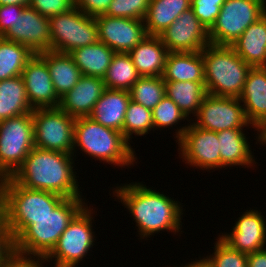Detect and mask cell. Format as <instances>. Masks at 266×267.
I'll use <instances>...</instances> for the list:
<instances>
[{
    "instance_id": "cell-1",
    "label": "cell",
    "mask_w": 266,
    "mask_h": 267,
    "mask_svg": "<svg viewBox=\"0 0 266 267\" xmlns=\"http://www.w3.org/2000/svg\"><path fill=\"white\" fill-rule=\"evenodd\" d=\"M121 185L115 186L112 190L113 197L115 196L114 199L119 200L129 214L131 213L138 227L140 240H147L160 231H169L174 235L182 234L181 218L184 213L179 201H175L163 192L152 190L142 182L121 183Z\"/></svg>"
},
{
    "instance_id": "cell-2",
    "label": "cell",
    "mask_w": 266,
    "mask_h": 267,
    "mask_svg": "<svg viewBox=\"0 0 266 267\" xmlns=\"http://www.w3.org/2000/svg\"><path fill=\"white\" fill-rule=\"evenodd\" d=\"M74 159L73 154L34 147L11 178L28 189L49 191L64 198L81 197Z\"/></svg>"
},
{
    "instance_id": "cell-3",
    "label": "cell",
    "mask_w": 266,
    "mask_h": 267,
    "mask_svg": "<svg viewBox=\"0 0 266 267\" xmlns=\"http://www.w3.org/2000/svg\"><path fill=\"white\" fill-rule=\"evenodd\" d=\"M79 147V148H78ZM76 149L86 156L113 166L125 168L137 164L135 150L124 138L123 134L115 129L105 127L92 118L79 117L75 120L73 155Z\"/></svg>"
},
{
    "instance_id": "cell-4",
    "label": "cell",
    "mask_w": 266,
    "mask_h": 267,
    "mask_svg": "<svg viewBox=\"0 0 266 267\" xmlns=\"http://www.w3.org/2000/svg\"><path fill=\"white\" fill-rule=\"evenodd\" d=\"M84 199L64 198L49 214L36 219L14 240V252L46 258L69 223L88 204Z\"/></svg>"
},
{
    "instance_id": "cell-5",
    "label": "cell",
    "mask_w": 266,
    "mask_h": 267,
    "mask_svg": "<svg viewBox=\"0 0 266 267\" xmlns=\"http://www.w3.org/2000/svg\"><path fill=\"white\" fill-rule=\"evenodd\" d=\"M63 196L42 190H32L5 178L4 219L13 241L36 219L49 214Z\"/></svg>"
},
{
    "instance_id": "cell-6",
    "label": "cell",
    "mask_w": 266,
    "mask_h": 267,
    "mask_svg": "<svg viewBox=\"0 0 266 267\" xmlns=\"http://www.w3.org/2000/svg\"><path fill=\"white\" fill-rule=\"evenodd\" d=\"M201 52L207 94L239 98L252 67L231 46L208 44Z\"/></svg>"
},
{
    "instance_id": "cell-7",
    "label": "cell",
    "mask_w": 266,
    "mask_h": 267,
    "mask_svg": "<svg viewBox=\"0 0 266 267\" xmlns=\"http://www.w3.org/2000/svg\"><path fill=\"white\" fill-rule=\"evenodd\" d=\"M95 209L86 205L61 234L55 248L45 258L52 267H76L94 246L95 232L92 221ZM93 216V217H92ZM93 219V220H92ZM54 260V261H52Z\"/></svg>"
},
{
    "instance_id": "cell-8",
    "label": "cell",
    "mask_w": 266,
    "mask_h": 267,
    "mask_svg": "<svg viewBox=\"0 0 266 267\" xmlns=\"http://www.w3.org/2000/svg\"><path fill=\"white\" fill-rule=\"evenodd\" d=\"M34 147L32 112L0 121V177H11Z\"/></svg>"
},
{
    "instance_id": "cell-9",
    "label": "cell",
    "mask_w": 266,
    "mask_h": 267,
    "mask_svg": "<svg viewBox=\"0 0 266 267\" xmlns=\"http://www.w3.org/2000/svg\"><path fill=\"white\" fill-rule=\"evenodd\" d=\"M51 50L70 54L98 40L95 17L83 13L76 6L67 12L49 17Z\"/></svg>"
},
{
    "instance_id": "cell-10",
    "label": "cell",
    "mask_w": 266,
    "mask_h": 267,
    "mask_svg": "<svg viewBox=\"0 0 266 267\" xmlns=\"http://www.w3.org/2000/svg\"><path fill=\"white\" fill-rule=\"evenodd\" d=\"M265 5L266 0H226L209 30L210 44L231 46L264 15Z\"/></svg>"
},
{
    "instance_id": "cell-11",
    "label": "cell",
    "mask_w": 266,
    "mask_h": 267,
    "mask_svg": "<svg viewBox=\"0 0 266 267\" xmlns=\"http://www.w3.org/2000/svg\"><path fill=\"white\" fill-rule=\"evenodd\" d=\"M34 146L73 154L76 118L59 107L33 109Z\"/></svg>"
},
{
    "instance_id": "cell-12",
    "label": "cell",
    "mask_w": 266,
    "mask_h": 267,
    "mask_svg": "<svg viewBox=\"0 0 266 267\" xmlns=\"http://www.w3.org/2000/svg\"><path fill=\"white\" fill-rule=\"evenodd\" d=\"M190 123V124H189ZM187 125L179 126L175 130L178 142V154L182 161L190 167L200 170H219L220 150L217 132L200 129L192 121Z\"/></svg>"
},
{
    "instance_id": "cell-13",
    "label": "cell",
    "mask_w": 266,
    "mask_h": 267,
    "mask_svg": "<svg viewBox=\"0 0 266 267\" xmlns=\"http://www.w3.org/2000/svg\"><path fill=\"white\" fill-rule=\"evenodd\" d=\"M192 121L196 127L214 132L252 127L254 131H257L256 138H254L258 141L256 144H261V131L248 122L239 98L207 94L195 116V120Z\"/></svg>"
},
{
    "instance_id": "cell-14",
    "label": "cell",
    "mask_w": 266,
    "mask_h": 267,
    "mask_svg": "<svg viewBox=\"0 0 266 267\" xmlns=\"http://www.w3.org/2000/svg\"><path fill=\"white\" fill-rule=\"evenodd\" d=\"M159 37L168 52H198L210 44L209 31L192 8L184 11Z\"/></svg>"
},
{
    "instance_id": "cell-15",
    "label": "cell",
    "mask_w": 266,
    "mask_h": 267,
    "mask_svg": "<svg viewBox=\"0 0 266 267\" xmlns=\"http://www.w3.org/2000/svg\"><path fill=\"white\" fill-rule=\"evenodd\" d=\"M95 21L98 40L115 53H128L147 36L144 20L99 15Z\"/></svg>"
},
{
    "instance_id": "cell-16",
    "label": "cell",
    "mask_w": 266,
    "mask_h": 267,
    "mask_svg": "<svg viewBox=\"0 0 266 267\" xmlns=\"http://www.w3.org/2000/svg\"><path fill=\"white\" fill-rule=\"evenodd\" d=\"M28 47L34 54L51 50L49 18L30 6L24 7L15 24L3 36Z\"/></svg>"
},
{
    "instance_id": "cell-17",
    "label": "cell",
    "mask_w": 266,
    "mask_h": 267,
    "mask_svg": "<svg viewBox=\"0 0 266 267\" xmlns=\"http://www.w3.org/2000/svg\"><path fill=\"white\" fill-rule=\"evenodd\" d=\"M261 211L246 210L235 222L232 231L219 237L232 249L245 254L266 248V220Z\"/></svg>"
},
{
    "instance_id": "cell-18",
    "label": "cell",
    "mask_w": 266,
    "mask_h": 267,
    "mask_svg": "<svg viewBox=\"0 0 266 267\" xmlns=\"http://www.w3.org/2000/svg\"><path fill=\"white\" fill-rule=\"evenodd\" d=\"M21 76L32 109L59 106L60 97L54 89L46 61L39 54H34L27 62Z\"/></svg>"
},
{
    "instance_id": "cell-19",
    "label": "cell",
    "mask_w": 266,
    "mask_h": 267,
    "mask_svg": "<svg viewBox=\"0 0 266 267\" xmlns=\"http://www.w3.org/2000/svg\"><path fill=\"white\" fill-rule=\"evenodd\" d=\"M105 89L102 78L82 75L77 84L60 98L58 107L74 118L88 117Z\"/></svg>"
},
{
    "instance_id": "cell-20",
    "label": "cell",
    "mask_w": 266,
    "mask_h": 267,
    "mask_svg": "<svg viewBox=\"0 0 266 267\" xmlns=\"http://www.w3.org/2000/svg\"><path fill=\"white\" fill-rule=\"evenodd\" d=\"M239 100L248 122L262 131L266 127V67H252Z\"/></svg>"
},
{
    "instance_id": "cell-21",
    "label": "cell",
    "mask_w": 266,
    "mask_h": 267,
    "mask_svg": "<svg viewBox=\"0 0 266 267\" xmlns=\"http://www.w3.org/2000/svg\"><path fill=\"white\" fill-rule=\"evenodd\" d=\"M244 130L227 129L217 132L220 143V169L233 166L252 168L257 164Z\"/></svg>"
},
{
    "instance_id": "cell-22",
    "label": "cell",
    "mask_w": 266,
    "mask_h": 267,
    "mask_svg": "<svg viewBox=\"0 0 266 267\" xmlns=\"http://www.w3.org/2000/svg\"><path fill=\"white\" fill-rule=\"evenodd\" d=\"M128 54L141 77L163 75L168 50L159 36L147 35Z\"/></svg>"
},
{
    "instance_id": "cell-23",
    "label": "cell",
    "mask_w": 266,
    "mask_h": 267,
    "mask_svg": "<svg viewBox=\"0 0 266 267\" xmlns=\"http://www.w3.org/2000/svg\"><path fill=\"white\" fill-rule=\"evenodd\" d=\"M131 96L129 91L105 89L89 116L97 123L122 133Z\"/></svg>"
},
{
    "instance_id": "cell-24",
    "label": "cell",
    "mask_w": 266,
    "mask_h": 267,
    "mask_svg": "<svg viewBox=\"0 0 266 267\" xmlns=\"http://www.w3.org/2000/svg\"><path fill=\"white\" fill-rule=\"evenodd\" d=\"M231 47L251 67H266L265 14L251 24Z\"/></svg>"
},
{
    "instance_id": "cell-25",
    "label": "cell",
    "mask_w": 266,
    "mask_h": 267,
    "mask_svg": "<svg viewBox=\"0 0 266 267\" xmlns=\"http://www.w3.org/2000/svg\"><path fill=\"white\" fill-rule=\"evenodd\" d=\"M162 77L165 82H205L202 52H168Z\"/></svg>"
},
{
    "instance_id": "cell-26",
    "label": "cell",
    "mask_w": 266,
    "mask_h": 267,
    "mask_svg": "<svg viewBox=\"0 0 266 267\" xmlns=\"http://www.w3.org/2000/svg\"><path fill=\"white\" fill-rule=\"evenodd\" d=\"M46 61L49 73L57 95L61 98L80 80L82 73L75 65L74 59L68 53L52 50L39 53Z\"/></svg>"
},
{
    "instance_id": "cell-27",
    "label": "cell",
    "mask_w": 266,
    "mask_h": 267,
    "mask_svg": "<svg viewBox=\"0 0 266 267\" xmlns=\"http://www.w3.org/2000/svg\"><path fill=\"white\" fill-rule=\"evenodd\" d=\"M191 8V0H150L144 18L147 35L159 36L184 11Z\"/></svg>"
},
{
    "instance_id": "cell-28",
    "label": "cell",
    "mask_w": 266,
    "mask_h": 267,
    "mask_svg": "<svg viewBox=\"0 0 266 267\" xmlns=\"http://www.w3.org/2000/svg\"><path fill=\"white\" fill-rule=\"evenodd\" d=\"M115 52L105 43H96L73 50L70 55L82 75L104 78Z\"/></svg>"
},
{
    "instance_id": "cell-29",
    "label": "cell",
    "mask_w": 266,
    "mask_h": 267,
    "mask_svg": "<svg viewBox=\"0 0 266 267\" xmlns=\"http://www.w3.org/2000/svg\"><path fill=\"white\" fill-rule=\"evenodd\" d=\"M32 111L21 75L0 81V121Z\"/></svg>"
},
{
    "instance_id": "cell-30",
    "label": "cell",
    "mask_w": 266,
    "mask_h": 267,
    "mask_svg": "<svg viewBox=\"0 0 266 267\" xmlns=\"http://www.w3.org/2000/svg\"><path fill=\"white\" fill-rule=\"evenodd\" d=\"M166 95L180 108L184 115L190 119L195 117L207 95L205 82H165ZM190 115V116H189Z\"/></svg>"
},
{
    "instance_id": "cell-31",
    "label": "cell",
    "mask_w": 266,
    "mask_h": 267,
    "mask_svg": "<svg viewBox=\"0 0 266 267\" xmlns=\"http://www.w3.org/2000/svg\"><path fill=\"white\" fill-rule=\"evenodd\" d=\"M33 56L28 47L0 36V81L20 76Z\"/></svg>"
},
{
    "instance_id": "cell-32",
    "label": "cell",
    "mask_w": 266,
    "mask_h": 267,
    "mask_svg": "<svg viewBox=\"0 0 266 267\" xmlns=\"http://www.w3.org/2000/svg\"><path fill=\"white\" fill-rule=\"evenodd\" d=\"M141 78L128 53H115L103 78L105 87L129 91Z\"/></svg>"
},
{
    "instance_id": "cell-33",
    "label": "cell",
    "mask_w": 266,
    "mask_h": 267,
    "mask_svg": "<svg viewBox=\"0 0 266 267\" xmlns=\"http://www.w3.org/2000/svg\"><path fill=\"white\" fill-rule=\"evenodd\" d=\"M131 100L149 110L166 96L165 81L162 76L141 77L129 90Z\"/></svg>"
},
{
    "instance_id": "cell-34",
    "label": "cell",
    "mask_w": 266,
    "mask_h": 267,
    "mask_svg": "<svg viewBox=\"0 0 266 267\" xmlns=\"http://www.w3.org/2000/svg\"><path fill=\"white\" fill-rule=\"evenodd\" d=\"M151 130L154 131L152 111L131 100L124 118L122 130L124 138L131 143L130 140L134 138L133 134L144 136L149 134Z\"/></svg>"
},
{
    "instance_id": "cell-35",
    "label": "cell",
    "mask_w": 266,
    "mask_h": 267,
    "mask_svg": "<svg viewBox=\"0 0 266 267\" xmlns=\"http://www.w3.org/2000/svg\"><path fill=\"white\" fill-rule=\"evenodd\" d=\"M216 240L212 255L202 256L209 267H247V254L232 249L219 236Z\"/></svg>"
},
{
    "instance_id": "cell-36",
    "label": "cell",
    "mask_w": 266,
    "mask_h": 267,
    "mask_svg": "<svg viewBox=\"0 0 266 267\" xmlns=\"http://www.w3.org/2000/svg\"><path fill=\"white\" fill-rule=\"evenodd\" d=\"M154 131L158 128H168L173 130V125L178 126L181 121L188 119L180 108L166 95L152 110Z\"/></svg>"
},
{
    "instance_id": "cell-37",
    "label": "cell",
    "mask_w": 266,
    "mask_h": 267,
    "mask_svg": "<svg viewBox=\"0 0 266 267\" xmlns=\"http://www.w3.org/2000/svg\"><path fill=\"white\" fill-rule=\"evenodd\" d=\"M150 0H112L104 15L144 20Z\"/></svg>"
},
{
    "instance_id": "cell-38",
    "label": "cell",
    "mask_w": 266,
    "mask_h": 267,
    "mask_svg": "<svg viewBox=\"0 0 266 267\" xmlns=\"http://www.w3.org/2000/svg\"><path fill=\"white\" fill-rule=\"evenodd\" d=\"M226 0H191V8L199 21L209 31L214 25Z\"/></svg>"
},
{
    "instance_id": "cell-39",
    "label": "cell",
    "mask_w": 266,
    "mask_h": 267,
    "mask_svg": "<svg viewBox=\"0 0 266 267\" xmlns=\"http://www.w3.org/2000/svg\"><path fill=\"white\" fill-rule=\"evenodd\" d=\"M29 6L49 18L73 8L74 0H31Z\"/></svg>"
},
{
    "instance_id": "cell-40",
    "label": "cell",
    "mask_w": 266,
    "mask_h": 267,
    "mask_svg": "<svg viewBox=\"0 0 266 267\" xmlns=\"http://www.w3.org/2000/svg\"><path fill=\"white\" fill-rule=\"evenodd\" d=\"M24 7L20 5L0 6V36L2 37L10 28L13 27L18 15H21Z\"/></svg>"
},
{
    "instance_id": "cell-41",
    "label": "cell",
    "mask_w": 266,
    "mask_h": 267,
    "mask_svg": "<svg viewBox=\"0 0 266 267\" xmlns=\"http://www.w3.org/2000/svg\"><path fill=\"white\" fill-rule=\"evenodd\" d=\"M112 0H74V6L91 17L104 15Z\"/></svg>"
},
{
    "instance_id": "cell-42",
    "label": "cell",
    "mask_w": 266,
    "mask_h": 267,
    "mask_svg": "<svg viewBox=\"0 0 266 267\" xmlns=\"http://www.w3.org/2000/svg\"><path fill=\"white\" fill-rule=\"evenodd\" d=\"M45 258L28 256L13 252L4 262L2 267H45Z\"/></svg>"
},
{
    "instance_id": "cell-43",
    "label": "cell",
    "mask_w": 266,
    "mask_h": 267,
    "mask_svg": "<svg viewBox=\"0 0 266 267\" xmlns=\"http://www.w3.org/2000/svg\"><path fill=\"white\" fill-rule=\"evenodd\" d=\"M13 252L14 241L3 218L0 220V267Z\"/></svg>"
},
{
    "instance_id": "cell-44",
    "label": "cell",
    "mask_w": 266,
    "mask_h": 267,
    "mask_svg": "<svg viewBox=\"0 0 266 267\" xmlns=\"http://www.w3.org/2000/svg\"><path fill=\"white\" fill-rule=\"evenodd\" d=\"M247 267H266V248L247 254Z\"/></svg>"
},
{
    "instance_id": "cell-45",
    "label": "cell",
    "mask_w": 266,
    "mask_h": 267,
    "mask_svg": "<svg viewBox=\"0 0 266 267\" xmlns=\"http://www.w3.org/2000/svg\"><path fill=\"white\" fill-rule=\"evenodd\" d=\"M4 187L5 178L0 177V220L4 218Z\"/></svg>"
},
{
    "instance_id": "cell-46",
    "label": "cell",
    "mask_w": 266,
    "mask_h": 267,
    "mask_svg": "<svg viewBox=\"0 0 266 267\" xmlns=\"http://www.w3.org/2000/svg\"><path fill=\"white\" fill-rule=\"evenodd\" d=\"M31 0H0V6L3 5H20L29 6Z\"/></svg>"
},
{
    "instance_id": "cell-47",
    "label": "cell",
    "mask_w": 266,
    "mask_h": 267,
    "mask_svg": "<svg viewBox=\"0 0 266 267\" xmlns=\"http://www.w3.org/2000/svg\"><path fill=\"white\" fill-rule=\"evenodd\" d=\"M179 267H209V266L203 259H201V256H200L199 260L195 259V261H191V263H187Z\"/></svg>"
},
{
    "instance_id": "cell-48",
    "label": "cell",
    "mask_w": 266,
    "mask_h": 267,
    "mask_svg": "<svg viewBox=\"0 0 266 267\" xmlns=\"http://www.w3.org/2000/svg\"><path fill=\"white\" fill-rule=\"evenodd\" d=\"M264 145L266 147V127L261 131V144L260 146Z\"/></svg>"
}]
</instances>
